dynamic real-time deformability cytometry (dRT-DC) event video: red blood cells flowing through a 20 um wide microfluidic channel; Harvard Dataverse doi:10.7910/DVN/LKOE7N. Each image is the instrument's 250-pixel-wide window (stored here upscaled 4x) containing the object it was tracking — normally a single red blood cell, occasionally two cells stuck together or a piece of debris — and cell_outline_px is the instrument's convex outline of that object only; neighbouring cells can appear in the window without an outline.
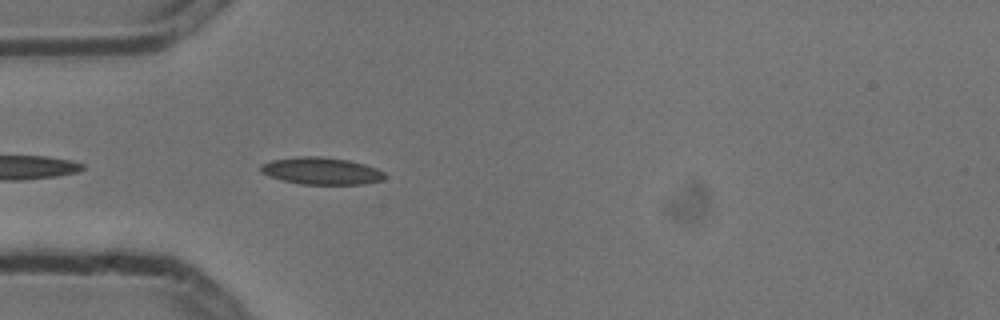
{"species": "common noctule bat (a hibernating species)", "species_latin": "Nyctalus noctula", "temperature_condition": "cold", "stored_images_in_passage": 4, "camera_frame_rate_fps": 3000, "um_per_image_px": 0.085, "animal": {"sex": "male", "body_mass_g": 13.3}, "frame": {"image": 1, "passage_image": 4, "time_ms": 1.0, "image_size_px": [1000, 320], "cell_outline_px": [[384, 180], [364, 184], [300, 184], [268, 176], [260, 172], [260, 164], [272, 160], [296, 156], [320, 156], [348, 160], [364, 164], [376, 168], [384, 172]], "centroid_in_image_um": [27.29, 14.52], "position_along_channel_um": 57.7, "area_um2": 19.65}}